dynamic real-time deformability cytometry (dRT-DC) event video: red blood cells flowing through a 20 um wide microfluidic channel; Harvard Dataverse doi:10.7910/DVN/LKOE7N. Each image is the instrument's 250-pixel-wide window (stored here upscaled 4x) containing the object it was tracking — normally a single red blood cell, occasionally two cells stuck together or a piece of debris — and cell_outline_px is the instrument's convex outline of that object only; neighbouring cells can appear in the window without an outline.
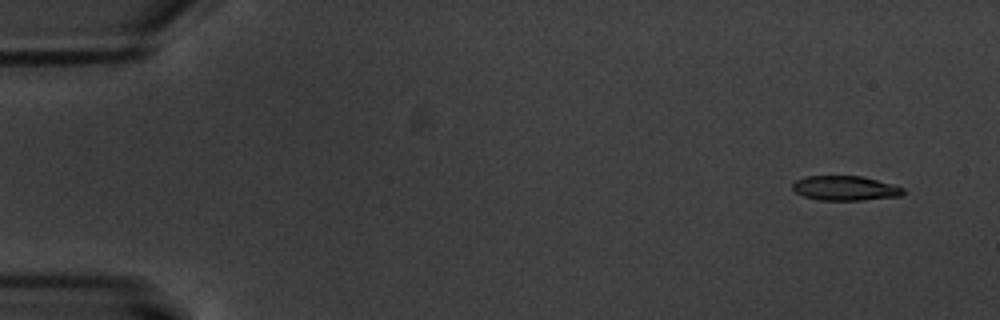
{"species": "common noctule bat (a hibernating species)", "species_latin": "Nyctalus noctula", "temperature_condition": "warm", "stored_images_in_passage": 4, "camera_frame_rate_fps": 3000, "um_per_image_px": 0.085, "animal": {"sex": "male", "body_mass_g": 20.1, "forearm_length_mm": 53.5}, "frame": {"image": 1, "passage_image": 1, "time_ms": 0.0, "image_size_px": [1000, 320], "cell_outline_px": [[904, 192], [900, 196], [860, 200], [820, 200], [804, 196], [796, 192], [792, 188], [792, 184], [796, 180], [804, 176], [864, 176], [892, 184], [904, 188]], "centroid_in_image_um": [71.83, 15.99], "position_along_channel_um": 13.2, "area_um2": 15.84}}
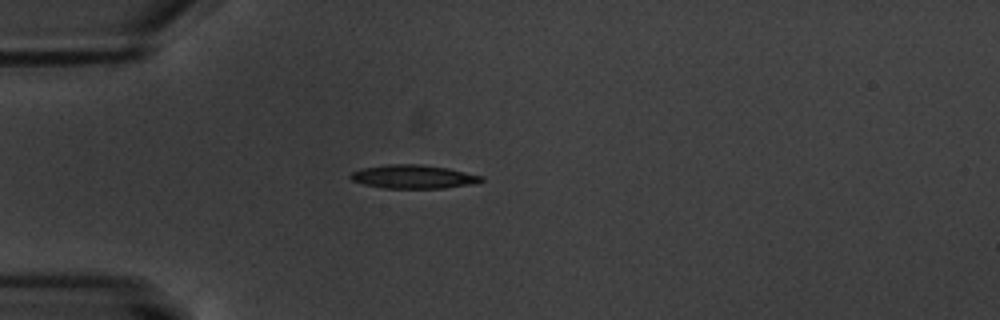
{"frame": {"image": 2, "passage_image": 4, "time_ms": 4.333, "image_size_px": [1000, 320], "cell_outline_px": [[484, 180], [472, 184], [444, 188], [384, 188], [364, 184], [352, 180], [348, 176], [352, 172], [360, 168], [388, 164], [416, 164], [448, 168], [484, 176]], "centroid_in_image_um": [35.12, 15.02], "position_along_channel_um": 49.9, "area_um2": 17.98}}